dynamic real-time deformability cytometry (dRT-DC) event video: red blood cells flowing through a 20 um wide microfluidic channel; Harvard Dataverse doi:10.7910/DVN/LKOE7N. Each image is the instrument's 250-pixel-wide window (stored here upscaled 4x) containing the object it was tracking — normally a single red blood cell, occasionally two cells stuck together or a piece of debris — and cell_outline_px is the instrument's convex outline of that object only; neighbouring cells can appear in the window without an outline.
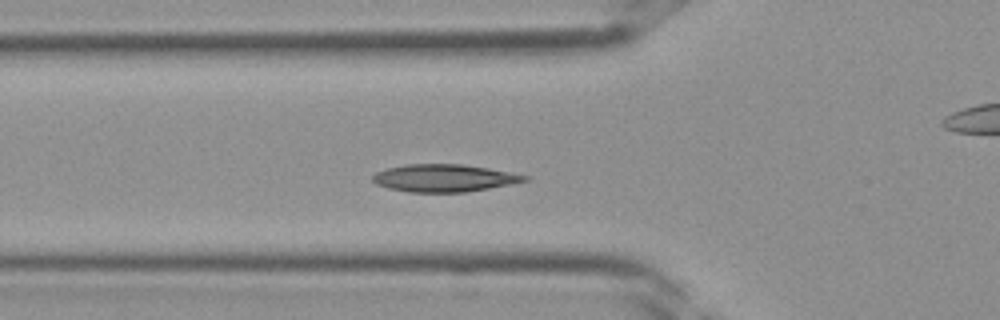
{"species": "Egyptian fruit bat (a non-hibernating species)", "species_latin": "Rousettus aegyptiacus", "temperature_condition": "room temperature", "stored_images_in_passage": 37, "camera_frame_rate_fps": 3000, "um_per_image_px": 0.085, "frame": {"image": 1, "passage_image": 11, "time_ms": 3.333, "image_size_px": [1000, 320], "cell_outline_px": [[528, 180], [512, 184], [464, 192], [408, 192], [388, 188], [376, 184], [372, 180], [372, 176], [376, 172], [388, 168], [404, 164], [460, 164], [488, 168], [528, 176]], "centroid_in_image_um": [37.71, 15.13], "position_along_channel_um": 88.1, "area_um2": 24.16}}
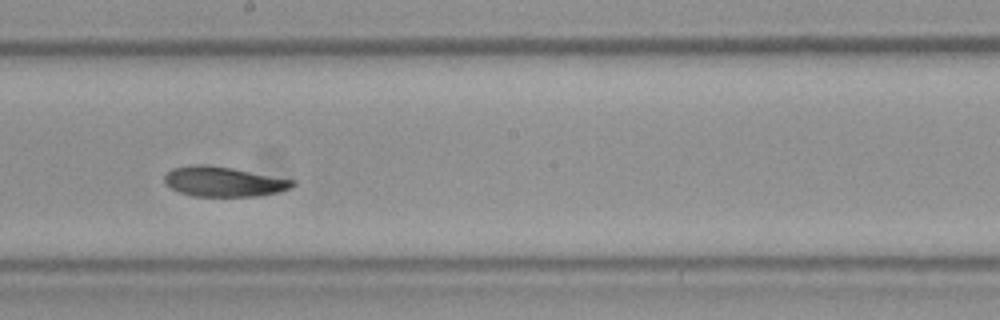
{"frame": {"image": 2, "passage_image": 19, "time_ms": 6.0, "image_size_px": [1000, 320], "cell_outline_px": [[296, 184], [292, 188], [276, 192], [256, 196], [192, 196], [180, 192], [172, 188], [164, 180], [164, 176], [172, 168], [192, 164], [208, 164], [232, 168], [296, 180]], "centroid_in_image_um": [19.02, 15.42], "position_along_channel_um": 229.2, "area_um2": 22.31}}
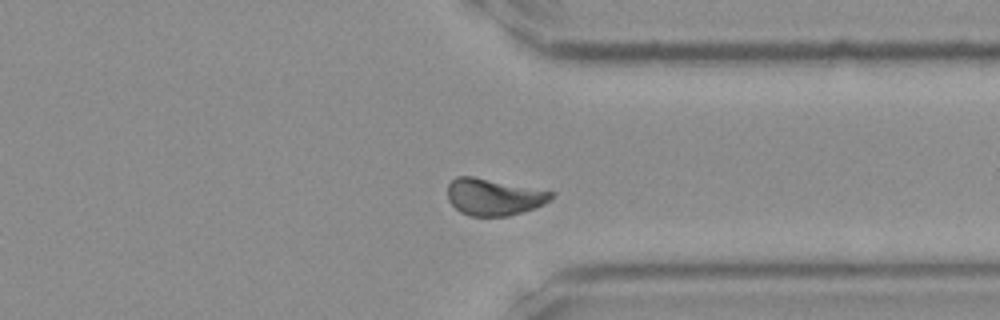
{"frame": {"image": 3, "passage_image": 27, "time_ms": 8.667, "image_size_px": [1000, 320], "cell_outline_px": [[556, 196], [552, 200], [536, 208], [508, 216], [468, 216], [460, 212], [448, 200], [448, 184], [456, 176], [472, 176], [556, 192]], "centroid_in_image_um": [42.01, 16.74], "position_along_channel_um": 369.4, "area_um2": 22.43}}